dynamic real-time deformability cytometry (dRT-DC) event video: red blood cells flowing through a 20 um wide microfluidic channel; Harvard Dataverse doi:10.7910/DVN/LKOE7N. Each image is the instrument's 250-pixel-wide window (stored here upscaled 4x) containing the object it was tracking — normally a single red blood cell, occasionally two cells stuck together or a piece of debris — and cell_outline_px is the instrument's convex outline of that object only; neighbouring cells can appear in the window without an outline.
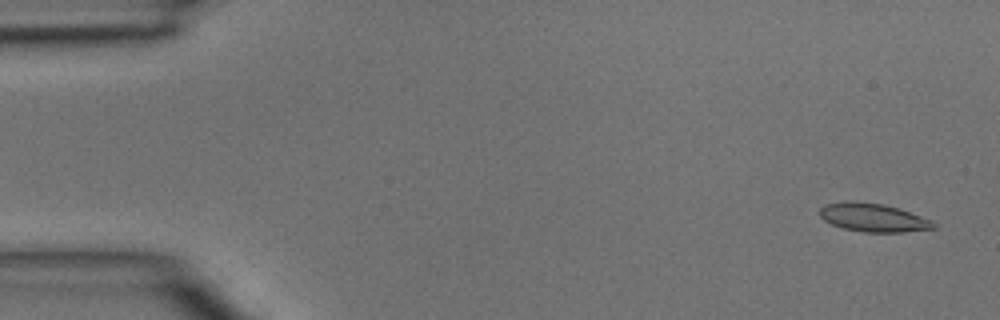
{"species": "common noctule bat (a hibernating species)", "species_latin": "Nyctalus noctula", "temperature_condition": "room temperature", "stored_images_in_passage": 3, "camera_frame_rate_fps": 3000, "um_per_image_px": 0.085, "animal": {"sex": "male", "body_mass_g": 15.6}, "frame": {"image": 1, "passage_image": 1, "time_ms": 0.0, "image_size_px": [1000, 320], "cell_outline_px": [[936, 228], [904, 232], [864, 232], [844, 228], [832, 224], [824, 220], [820, 216], [820, 208], [824, 204], [844, 200], [852, 200], [884, 204], [900, 208], [932, 220], [936, 224]], "centroid_in_image_um": [74.22, 18.47], "position_along_channel_um": 10.8, "area_um2": 19.07}}
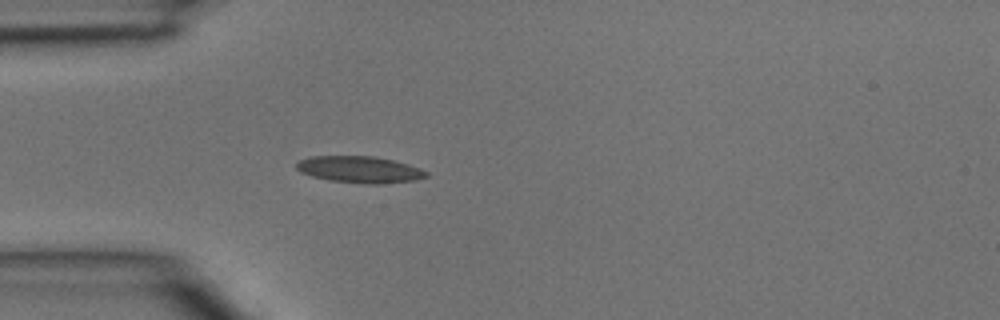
{"frame": {"image": 2, "passage_image": 3, "time_ms": 0.667, "image_size_px": [1000, 320], "cell_outline_px": [[428, 176], [416, 180], [380, 184], [364, 184], [328, 180], [312, 176], [300, 172], [296, 168], [296, 164], [300, 160], [308, 156], [372, 156], [392, 160], [408, 164], [428, 172]], "centroid_in_image_um": [30.55, 14.41], "position_along_channel_um": 54.4, "area_um2": 20.17}}